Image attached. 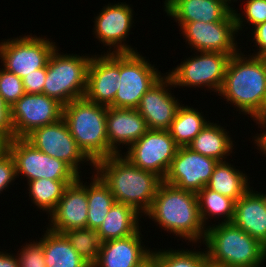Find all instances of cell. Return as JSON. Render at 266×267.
Here are the masks:
<instances>
[{
    "instance_id": "cell-1",
    "label": "cell",
    "mask_w": 266,
    "mask_h": 267,
    "mask_svg": "<svg viewBox=\"0 0 266 267\" xmlns=\"http://www.w3.org/2000/svg\"><path fill=\"white\" fill-rule=\"evenodd\" d=\"M92 170L108 187L115 202L132 207L141 216L151 207L163 181L156 173L136 167L121 153L95 162Z\"/></svg>"
},
{
    "instance_id": "cell-2",
    "label": "cell",
    "mask_w": 266,
    "mask_h": 267,
    "mask_svg": "<svg viewBox=\"0 0 266 267\" xmlns=\"http://www.w3.org/2000/svg\"><path fill=\"white\" fill-rule=\"evenodd\" d=\"M164 231L184 238L189 243H201L206 229L202 223L197 194L162 181L151 207L145 214Z\"/></svg>"
},
{
    "instance_id": "cell-3",
    "label": "cell",
    "mask_w": 266,
    "mask_h": 267,
    "mask_svg": "<svg viewBox=\"0 0 266 267\" xmlns=\"http://www.w3.org/2000/svg\"><path fill=\"white\" fill-rule=\"evenodd\" d=\"M218 95L254 121L266 104V57H245L241 50L232 55Z\"/></svg>"
},
{
    "instance_id": "cell-4",
    "label": "cell",
    "mask_w": 266,
    "mask_h": 267,
    "mask_svg": "<svg viewBox=\"0 0 266 267\" xmlns=\"http://www.w3.org/2000/svg\"><path fill=\"white\" fill-rule=\"evenodd\" d=\"M202 243L206 245L207 259L214 263L226 267H264L266 246L233 223L210 225Z\"/></svg>"
},
{
    "instance_id": "cell-5",
    "label": "cell",
    "mask_w": 266,
    "mask_h": 267,
    "mask_svg": "<svg viewBox=\"0 0 266 267\" xmlns=\"http://www.w3.org/2000/svg\"><path fill=\"white\" fill-rule=\"evenodd\" d=\"M106 114V106L85 98L63 106L62 118L80 149L93 163L108 157Z\"/></svg>"
},
{
    "instance_id": "cell-6",
    "label": "cell",
    "mask_w": 266,
    "mask_h": 267,
    "mask_svg": "<svg viewBox=\"0 0 266 267\" xmlns=\"http://www.w3.org/2000/svg\"><path fill=\"white\" fill-rule=\"evenodd\" d=\"M59 51L57 47L47 63L43 94L66 105L73 100L84 98L88 68L93 55H67Z\"/></svg>"
},
{
    "instance_id": "cell-7",
    "label": "cell",
    "mask_w": 266,
    "mask_h": 267,
    "mask_svg": "<svg viewBox=\"0 0 266 267\" xmlns=\"http://www.w3.org/2000/svg\"><path fill=\"white\" fill-rule=\"evenodd\" d=\"M191 58L184 59L180 65L166 72L171 78L174 88L206 87L211 92H220L229 59L235 54H223L220 52L198 51ZM199 54V55H198Z\"/></svg>"
},
{
    "instance_id": "cell-8",
    "label": "cell",
    "mask_w": 266,
    "mask_h": 267,
    "mask_svg": "<svg viewBox=\"0 0 266 267\" xmlns=\"http://www.w3.org/2000/svg\"><path fill=\"white\" fill-rule=\"evenodd\" d=\"M139 52L120 53L119 88L112 108L137 109L142 96L162 76Z\"/></svg>"
},
{
    "instance_id": "cell-9",
    "label": "cell",
    "mask_w": 266,
    "mask_h": 267,
    "mask_svg": "<svg viewBox=\"0 0 266 267\" xmlns=\"http://www.w3.org/2000/svg\"><path fill=\"white\" fill-rule=\"evenodd\" d=\"M0 42V60L3 68L21 79L33 71L47 66L49 58L57 48L47 37L22 35Z\"/></svg>"
},
{
    "instance_id": "cell-10",
    "label": "cell",
    "mask_w": 266,
    "mask_h": 267,
    "mask_svg": "<svg viewBox=\"0 0 266 267\" xmlns=\"http://www.w3.org/2000/svg\"><path fill=\"white\" fill-rule=\"evenodd\" d=\"M7 151L14 159L16 177L23 176L27 182L41 178L51 180L78 178L65 162L36 149L25 138H13L7 142Z\"/></svg>"
},
{
    "instance_id": "cell-11",
    "label": "cell",
    "mask_w": 266,
    "mask_h": 267,
    "mask_svg": "<svg viewBox=\"0 0 266 267\" xmlns=\"http://www.w3.org/2000/svg\"><path fill=\"white\" fill-rule=\"evenodd\" d=\"M25 139L36 149L65 162L78 176L81 175V164L89 162L94 168V163L80 149L63 118L35 128Z\"/></svg>"
},
{
    "instance_id": "cell-12",
    "label": "cell",
    "mask_w": 266,
    "mask_h": 267,
    "mask_svg": "<svg viewBox=\"0 0 266 267\" xmlns=\"http://www.w3.org/2000/svg\"><path fill=\"white\" fill-rule=\"evenodd\" d=\"M123 156L136 167L156 173L162 179L167 175L178 146L169 130H148L139 140L127 147Z\"/></svg>"
},
{
    "instance_id": "cell-13",
    "label": "cell",
    "mask_w": 266,
    "mask_h": 267,
    "mask_svg": "<svg viewBox=\"0 0 266 267\" xmlns=\"http://www.w3.org/2000/svg\"><path fill=\"white\" fill-rule=\"evenodd\" d=\"M63 104L45 94L25 93L10 107L14 138H25L35 128L63 117Z\"/></svg>"
},
{
    "instance_id": "cell-14",
    "label": "cell",
    "mask_w": 266,
    "mask_h": 267,
    "mask_svg": "<svg viewBox=\"0 0 266 267\" xmlns=\"http://www.w3.org/2000/svg\"><path fill=\"white\" fill-rule=\"evenodd\" d=\"M180 29L185 42L196 52L237 54L241 50L235 40L238 37L235 19H222L218 22L208 23L203 21L187 22Z\"/></svg>"
},
{
    "instance_id": "cell-15",
    "label": "cell",
    "mask_w": 266,
    "mask_h": 267,
    "mask_svg": "<svg viewBox=\"0 0 266 267\" xmlns=\"http://www.w3.org/2000/svg\"><path fill=\"white\" fill-rule=\"evenodd\" d=\"M134 10L126 2L109 3L105 5L99 14L94 17V37L109 46L104 53H134L132 46L127 45L126 38L130 35V30L134 23ZM126 42V43H125ZM114 47V48H113ZM113 48V51H112ZM111 49V50H110Z\"/></svg>"
},
{
    "instance_id": "cell-16",
    "label": "cell",
    "mask_w": 266,
    "mask_h": 267,
    "mask_svg": "<svg viewBox=\"0 0 266 267\" xmlns=\"http://www.w3.org/2000/svg\"><path fill=\"white\" fill-rule=\"evenodd\" d=\"M218 162L188 147H178L163 181L197 194L208 184Z\"/></svg>"
},
{
    "instance_id": "cell-17",
    "label": "cell",
    "mask_w": 266,
    "mask_h": 267,
    "mask_svg": "<svg viewBox=\"0 0 266 267\" xmlns=\"http://www.w3.org/2000/svg\"><path fill=\"white\" fill-rule=\"evenodd\" d=\"M120 53L93 55L87 73L84 98L92 103L110 107L119 88Z\"/></svg>"
},
{
    "instance_id": "cell-18",
    "label": "cell",
    "mask_w": 266,
    "mask_h": 267,
    "mask_svg": "<svg viewBox=\"0 0 266 267\" xmlns=\"http://www.w3.org/2000/svg\"><path fill=\"white\" fill-rule=\"evenodd\" d=\"M174 87L171 78L165 74L142 96L137 111L146 120L150 130H169L181 106L171 93Z\"/></svg>"
},
{
    "instance_id": "cell-19",
    "label": "cell",
    "mask_w": 266,
    "mask_h": 267,
    "mask_svg": "<svg viewBox=\"0 0 266 267\" xmlns=\"http://www.w3.org/2000/svg\"><path fill=\"white\" fill-rule=\"evenodd\" d=\"M82 175L69 184L54 211L50 214V230L64 233L67 230L86 228L88 217L87 185Z\"/></svg>"
},
{
    "instance_id": "cell-20",
    "label": "cell",
    "mask_w": 266,
    "mask_h": 267,
    "mask_svg": "<svg viewBox=\"0 0 266 267\" xmlns=\"http://www.w3.org/2000/svg\"><path fill=\"white\" fill-rule=\"evenodd\" d=\"M106 126L108 157L120 154V145L129 147L149 130L137 109L107 107Z\"/></svg>"
},
{
    "instance_id": "cell-21",
    "label": "cell",
    "mask_w": 266,
    "mask_h": 267,
    "mask_svg": "<svg viewBox=\"0 0 266 267\" xmlns=\"http://www.w3.org/2000/svg\"><path fill=\"white\" fill-rule=\"evenodd\" d=\"M142 236L139 228L130 236L106 241L92 267H140L152 253L151 248L143 244Z\"/></svg>"
},
{
    "instance_id": "cell-22",
    "label": "cell",
    "mask_w": 266,
    "mask_h": 267,
    "mask_svg": "<svg viewBox=\"0 0 266 267\" xmlns=\"http://www.w3.org/2000/svg\"><path fill=\"white\" fill-rule=\"evenodd\" d=\"M231 6L226 0H170L163 9L181 28L187 22L235 19Z\"/></svg>"
},
{
    "instance_id": "cell-23",
    "label": "cell",
    "mask_w": 266,
    "mask_h": 267,
    "mask_svg": "<svg viewBox=\"0 0 266 267\" xmlns=\"http://www.w3.org/2000/svg\"><path fill=\"white\" fill-rule=\"evenodd\" d=\"M232 223L266 246V196L251 187L235 203Z\"/></svg>"
},
{
    "instance_id": "cell-24",
    "label": "cell",
    "mask_w": 266,
    "mask_h": 267,
    "mask_svg": "<svg viewBox=\"0 0 266 267\" xmlns=\"http://www.w3.org/2000/svg\"><path fill=\"white\" fill-rule=\"evenodd\" d=\"M229 135V131L220 124L209 122L187 147L219 162L226 161V156L233 153L235 145Z\"/></svg>"
},
{
    "instance_id": "cell-25",
    "label": "cell",
    "mask_w": 266,
    "mask_h": 267,
    "mask_svg": "<svg viewBox=\"0 0 266 267\" xmlns=\"http://www.w3.org/2000/svg\"><path fill=\"white\" fill-rule=\"evenodd\" d=\"M39 238L43 244L46 267H91L72 247L64 233L46 228Z\"/></svg>"
},
{
    "instance_id": "cell-26",
    "label": "cell",
    "mask_w": 266,
    "mask_h": 267,
    "mask_svg": "<svg viewBox=\"0 0 266 267\" xmlns=\"http://www.w3.org/2000/svg\"><path fill=\"white\" fill-rule=\"evenodd\" d=\"M140 216V217H139ZM141 215L132 207L115 202L97 229L104 241L124 238L134 234L141 226Z\"/></svg>"
},
{
    "instance_id": "cell-27",
    "label": "cell",
    "mask_w": 266,
    "mask_h": 267,
    "mask_svg": "<svg viewBox=\"0 0 266 267\" xmlns=\"http://www.w3.org/2000/svg\"><path fill=\"white\" fill-rule=\"evenodd\" d=\"M249 178L227 160L220 161L215 166L206 187L237 201L251 188Z\"/></svg>"
},
{
    "instance_id": "cell-28",
    "label": "cell",
    "mask_w": 266,
    "mask_h": 267,
    "mask_svg": "<svg viewBox=\"0 0 266 267\" xmlns=\"http://www.w3.org/2000/svg\"><path fill=\"white\" fill-rule=\"evenodd\" d=\"M209 122L210 120L198 109L182 104L177 110L169 132L178 147H187Z\"/></svg>"
},
{
    "instance_id": "cell-29",
    "label": "cell",
    "mask_w": 266,
    "mask_h": 267,
    "mask_svg": "<svg viewBox=\"0 0 266 267\" xmlns=\"http://www.w3.org/2000/svg\"><path fill=\"white\" fill-rule=\"evenodd\" d=\"M200 217L205 228L210 227V220L216 217L222 220L219 223H232L235 215L236 201L218 192L208 189L206 186L197 193ZM208 220V221H207ZM208 224V225H207ZM207 225V226H206Z\"/></svg>"
},
{
    "instance_id": "cell-30",
    "label": "cell",
    "mask_w": 266,
    "mask_h": 267,
    "mask_svg": "<svg viewBox=\"0 0 266 267\" xmlns=\"http://www.w3.org/2000/svg\"><path fill=\"white\" fill-rule=\"evenodd\" d=\"M92 174L91 182L87 185L88 217L86 228L97 230L115 203V199L103 181L94 172Z\"/></svg>"
},
{
    "instance_id": "cell-31",
    "label": "cell",
    "mask_w": 266,
    "mask_h": 267,
    "mask_svg": "<svg viewBox=\"0 0 266 267\" xmlns=\"http://www.w3.org/2000/svg\"><path fill=\"white\" fill-rule=\"evenodd\" d=\"M74 181L41 178L27 182L31 203L50 215L62 198L66 187Z\"/></svg>"
},
{
    "instance_id": "cell-32",
    "label": "cell",
    "mask_w": 266,
    "mask_h": 267,
    "mask_svg": "<svg viewBox=\"0 0 266 267\" xmlns=\"http://www.w3.org/2000/svg\"><path fill=\"white\" fill-rule=\"evenodd\" d=\"M76 252L92 267L104 246V239L97 230L72 229L64 232Z\"/></svg>"
},
{
    "instance_id": "cell-33",
    "label": "cell",
    "mask_w": 266,
    "mask_h": 267,
    "mask_svg": "<svg viewBox=\"0 0 266 267\" xmlns=\"http://www.w3.org/2000/svg\"><path fill=\"white\" fill-rule=\"evenodd\" d=\"M172 249L153 250L150 258L153 260L154 267H202L207 260L205 250Z\"/></svg>"
},
{
    "instance_id": "cell-34",
    "label": "cell",
    "mask_w": 266,
    "mask_h": 267,
    "mask_svg": "<svg viewBox=\"0 0 266 267\" xmlns=\"http://www.w3.org/2000/svg\"><path fill=\"white\" fill-rule=\"evenodd\" d=\"M244 4V11L242 12L244 15L242 14V16L241 13H237V9L233 8L237 33L243 30L244 24L252 25L254 28L266 21V0H247Z\"/></svg>"
},
{
    "instance_id": "cell-35",
    "label": "cell",
    "mask_w": 266,
    "mask_h": 267,
    "mask_svg": "<svg viewBox=\"0 0 266 267\" xmlns=\"http://www.w3.org/2000/svg\"><path fill=\"white\" fill-rule=\"evenodd\" d=\"M25 93L22 79L16 74L0 68V95L7 105L11 107Z\"/></svg>"
},
{
    "instance_id": "cell-36",
    "label": "cell",
    "mask_w": 266,
    "mask_h": 267,
    "mask_svg": "<svg viewBox=\"0 0 266 267\" xmlns=\"http://www.w3.org/2000/svg\"><path fill=\"white\" fill-rule=\"evenodd\" d=\"M29 243L17 253L19 267H46L43 244L37 240Z\"/></svg>"
},
{
    "instance_id": "cell-37",
    "label": "cell",
    "mask_w": 266,
    "mask_h": 267,
    "mask_svg": "<svg viewBox=\"0 0 266 267\" xmlns=\"http://www.w3.org/2000/svg\"><path fill=\"white\" fill-rule=\"evenodd\" d=\"M16 178L14 159L6 150L0 157V194L12 185Z\"/></svg>"
},
{
    "instance_id": "cell-38",
    "label": "cell",
    "mask_w": 266,
    "mask_h": 267,
    "mask_svg": "<svg viewBox=\"0 0 266 267\" xmlns=\"http://www.w3.org/2000/svg\"><path fill=\"white\" fill-rule=\"evenodd\" d=\"M47 75V66L39 68L33 73L22 78L25 92L27 94H43L44 82Z\"/></svg>"
},
{
    "instance_id": "cell-39",
    "label": "cell",
    "mask_w": 266,
    "mask_h": 267,
    "mask_svg": "<svg viewBox=\"0 0 266 267\" xmlns=\"http://www.w3.org/2000/svg\"><path fill=\"white\" fill-rule=\"evenodd\" d=\"M14 138L10 107L0 95V139L9 142Z\"/></svg>"
},
{
    "instance_id": "cell-40",
    "label": "cell",
    "mask_w": 266,
    "mask_h": 267,
    "mask_svg": "<svg viewBox=\"0 0 266 267\" xmlns=\"http://www.w3.org/2000/svg\"><path fill=\"white\" fill-rule=\"evenodd\" d=\"M253 29L251 30L252 41H255L254 46H257L256 50L259 51L252 53L251 56L266 57V21L255 26Z\"/></svg>"
},
{
    "instance_id": "cell-41",
    "label": "cell",
    "mask_w": 266,
    "mask_h": 267,
    "mask_svg": "<svg viewBox=\"0 0 266 267\" xmlns=\"http://www.w3.org/2000/svg\"><path fill=\"white\" fill-rule=\"evenodd\" d=\"M0 267H19V259L17 255L13 253H7L0 251Z\"/></svg>"
},
{
    "instance_id": "cell-42",
    "label": "cell",
    "mask_w": 266,
    "mask_h": 267,
    "mask_svg": "<svg viewBox=\"0 0 266 267\" xmlns=\"http://www.w3.org/2000/svg\"><path fill=\"white\" fill-rule=\"evenodd\" d=\"M262 129H264V131L262 133H258L255 134L256 136H254L253 139L254 140V144L255 146L258 148V150L260 151V153H262L264 155V157L266 156V127H261Z\"/></svg>"
},
{
    "instance_id": "cell-43",
    "label": "cell",
    "mask_w": 266,
    "mask_h": 267,
    "mask_svg": "<svg viewBox=\"0 0 266 267\" xmlns=\"http://www.w3.org/2000/svg\"><path fill=\"white\" fill-rule=\"evenodd\" d=\"M258 127H266V104L260 115L254 120ZM260 125V126H259Z\"/></svg>"
},
{
    "instance_id": "cell-44",
    "label": "cell",
    "mask_w": 266,
    "mask_h": 267,
    "mask_svg": "<svg viewBox=\"0 0 266 267\" xmlns=\"http://www.w3.org/2000/svg\"><path fill=\"white\" fill-rule=\"evenodd\" d=\"M202 267H226V266H224V265H222V264L214 263V262H212L211 260L207 259V260L203 263Z\"/></svg>"
},
{
    "instance_id": "cell-45",
    "label": "cell",
    "mask_w": 266,
    "mask_h": 267,
    "mask_svg": "<svg viewBox=\"0 0 266 267\" xmlns=\"http://www.w3.org/2000/svg\"><path fill=\"white\" fill-rule=\"evenodd\" d=\"M7 150V142L0 139V157Z\"/></svg>"
},
{
    "instance_id": "cell-46",
    "label": "cell",
    "mask_w": 266,
    "mask_h": 267,
    "mask_svg": "<svg viewBox=\"0 0 266 267\" xmlns=\"http://www.w3.org/2000/svg\"><path fill=\"white\" fill-rule=\"evenodd\" d=\"M140 267H154L153 260L150 258L147 262H145L143 265Z\"/></svg>"
},
{
    "instance_id": "cell-47",
    "label": "cell",
    "mask_w": 266,
    "mask_h": 267,
    "mask_svg": "<svg viewBox=\"0 0 266 267\" xmlns=\"http://www.w3.org/2000/svg\"><path fill=\"white\" fill-rule=\"evenodd\" d=\"M229 4H231V2L233 1V0H226ZM238 0H234L233 2H237Z\"/></svg>"
},
{
    "instance_id": "cell-48",
    "label": "cell",
    "mask_w": 266,
    "mask_h": 267,
    "mask_svg": "<svg viewBox=\"0 0 266 267\" xmlns=\"http://www.w3.org/2000/svg\"><path fill=\"white\" fill-rule=\"evenodd\" d=\"M170 0H165L164 1V5H166Z\"/></svg>"
}]
</instances>
